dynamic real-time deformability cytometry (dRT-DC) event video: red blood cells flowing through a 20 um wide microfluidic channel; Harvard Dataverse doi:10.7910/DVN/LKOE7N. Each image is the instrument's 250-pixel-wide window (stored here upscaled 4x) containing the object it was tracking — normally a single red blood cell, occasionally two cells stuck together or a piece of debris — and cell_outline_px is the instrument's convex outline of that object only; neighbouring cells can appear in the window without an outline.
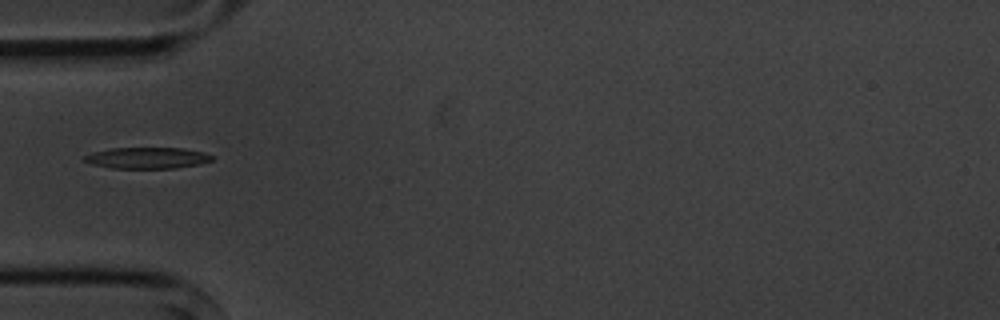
{"species": "common noctule bat (a hibernating species)", "species_latin": "Nyctalus noctula", "temperature_condition": "cold", "stored_images_in_passage": 5, "camera_frame_rate_fps": 3000, "um_per_image_px": 0.085, "animal": {"sex": "male", "body_mass_g": 20.1, "forearm_length_mm": 53.5}, "frame": {"image": 1, "passage_image": 5, "time_ms": 5.333, "image_size_px": [1000, 320], "cell_outline_px": [[216, 156], [212, 160], [200, 164], [176, 168], [112, 168], [92, 164], [84, 160], [84, 156], [92, 152], [112, 148], [184, 148], [204, 152]], "centroid_in_image_um": [12.56, 13.42], "position_along_channel_um": 72.4, "area_um2": 15.84}}